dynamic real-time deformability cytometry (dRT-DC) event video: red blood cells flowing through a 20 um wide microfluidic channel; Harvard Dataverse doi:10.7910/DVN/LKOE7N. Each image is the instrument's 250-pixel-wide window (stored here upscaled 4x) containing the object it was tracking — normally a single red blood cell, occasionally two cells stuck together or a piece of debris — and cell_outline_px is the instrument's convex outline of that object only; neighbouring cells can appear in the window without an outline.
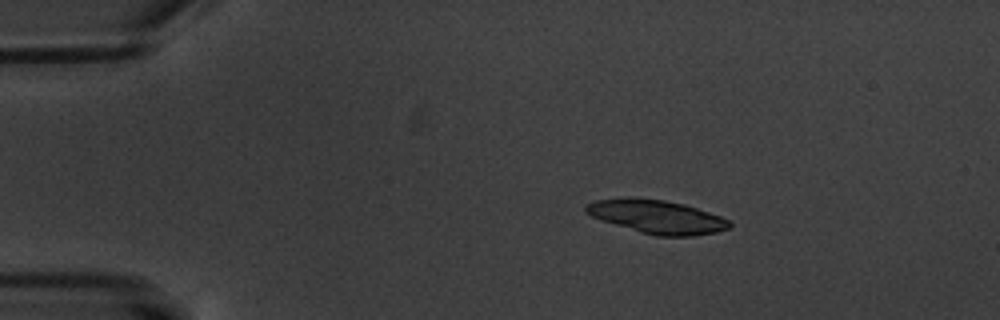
{"species": "common noctule bat (a hibernating species)", "species_latin": "Nyctalus noctula", "temperature_condition": "warm", "stored_images_in_passage": 3, "camera_frame_rate_fps": 3000, "um_per_image_px": 0.085, "animal": {"sex": "male", "body_mass_g": 20.1, "forearm_length_mm": 53.5}, "frame": {"image": 1, "passage_image": 1, "time_ms": 0.0, "image_size_px": [1000, 320], "cell_outline_px": [[732, 224], [728, 228], [716, 232], [692, 236], [656, 236], [640, 232], [600, 220], [584, 212], [584, 204], [596, 200], [664, 200], [684, 204], [732, 220]], "centroid_in_image_um": [55.88, 18.46], "position_along_channel_um": 29.1, "area_um2": 27.28}}